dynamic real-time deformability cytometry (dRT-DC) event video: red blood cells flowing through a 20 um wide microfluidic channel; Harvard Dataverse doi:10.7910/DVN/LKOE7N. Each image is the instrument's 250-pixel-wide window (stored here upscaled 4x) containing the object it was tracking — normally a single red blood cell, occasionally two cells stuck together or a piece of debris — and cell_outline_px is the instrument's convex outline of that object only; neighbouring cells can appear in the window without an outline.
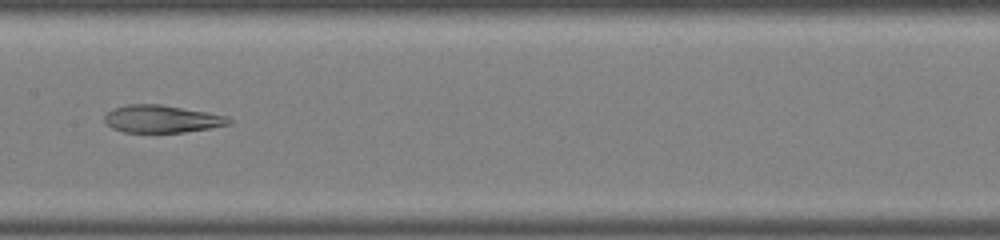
{"species": "common noctule bat (a hibernating species)", "species_latin": "Nyctalus noctula", "temperature_condition": "warm", "stored_images_in_passage": 37, "segment_of_instrument_passage": [2, 2], "camera_frame_rate_fps": 3000, "um_per_image_px": 0.085, "animal": {"sex": "male", "body_mass_g": 19.0, "forearm_length_mm": 50.8}, "frame": {"image": 1, "passage_image": 19, "time_ms": 6.0, "image_size_px": [1000, 240], "cell_outline_px": [[232, 124], [184, 132], [124, 132], [112, 128], [104, 120], [104, 116], [112, 108], [128, 104], [160, 104], [228, 116], [232, 120]], "centroid_in_image_um": [13.74, 10.1], "position_along_channel_um": 193.7, "area_um2": 19.83}}
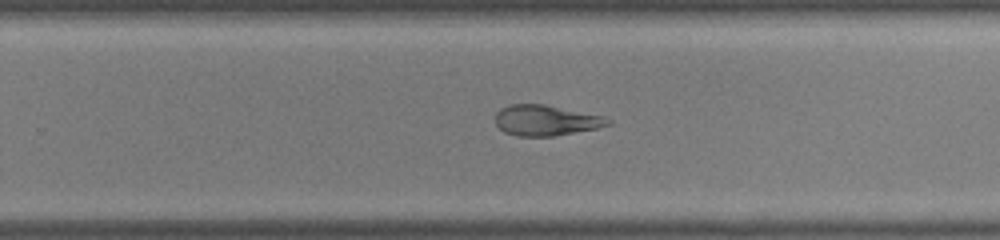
{"frame": {"image": 2, "passage_image": 24, "time_ms": 7.667, "image_size_px": [1000, 240], "cell_outline_px": [[612, 124], [596, 128], [556, 136], [516, 136], [504, 132], [496, 124], [496, 112], [500, 108], [508, 104], [544, 104], [604, 116], [612, 120]], "centroid_in_image_um": [46.4, 10.23], "position_along_channel_um": 283.4, "area_um2": 20.17}}
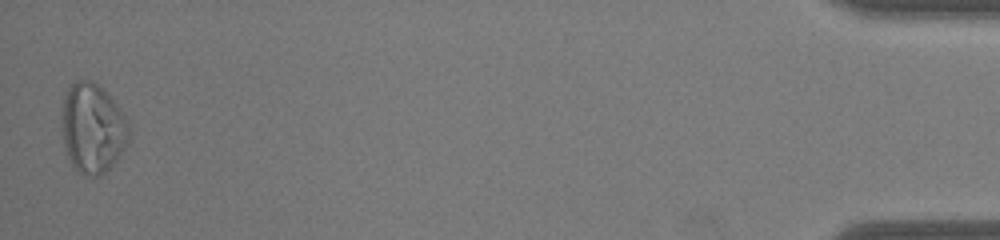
{"frame": {"image": 3, "passage_image": 37, "time_ms": 12.0, "image_size_px": [1000, 240], "cell_outline_px": [[128, 140], [120, 156], [100, 176], [84, 176], [72, 164], [68, 156], [64, 140], [64, 100], [68, 88], [72, 80], [92, 80], [116, 104], [124, 116], [128, 124]], "centroid_in_image_um": [7.88, 10.91], "position_along_channel_um": 427.3, "area_um2": 34.04}}